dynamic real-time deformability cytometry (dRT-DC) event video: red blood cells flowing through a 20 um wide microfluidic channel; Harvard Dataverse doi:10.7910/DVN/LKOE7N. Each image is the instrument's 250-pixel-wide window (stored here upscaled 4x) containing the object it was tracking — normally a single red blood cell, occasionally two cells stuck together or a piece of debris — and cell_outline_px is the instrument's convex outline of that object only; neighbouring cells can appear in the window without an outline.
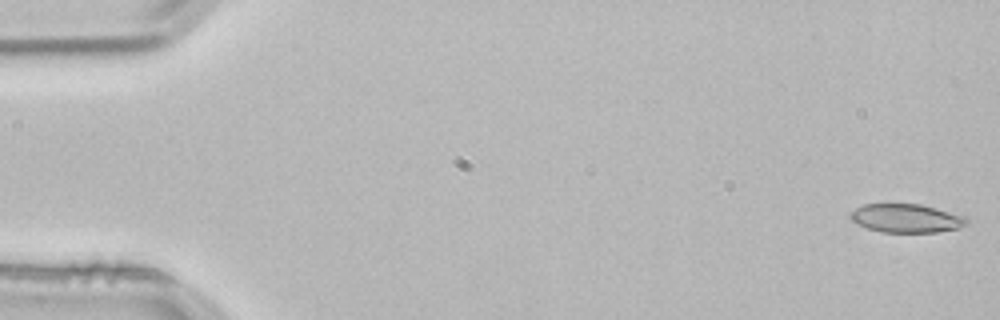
{"species": "common noctule bat (a hibernating species)", "species_latin": "Nyctalus noctula", "temperature_condition": "room temperature", "stored_images_in_passage": 4, "camera_frame_rate_fps": 3000, "um_per_image_px": 0.085, "animal": {"sex": "male", "body_mass_g": 21.5, "forearm_length_mm": 52.0}, "frame": {"image": 1, "passage_image": 1, "time_ms": 0.0, "image_size_px": [1000, 320], "cell_outline_px": [[968, 224], [956, 228], [936, 232], [880, 232], [856, 224], [848, 216], [856, 208], [864, 204], [920, 204], [936, 208], [964, 216], [968, 220]], "centroid_in_image_um": [77.01, 18.55], "position_along_channel_um": 8.0, "area_um2": 19.25}}
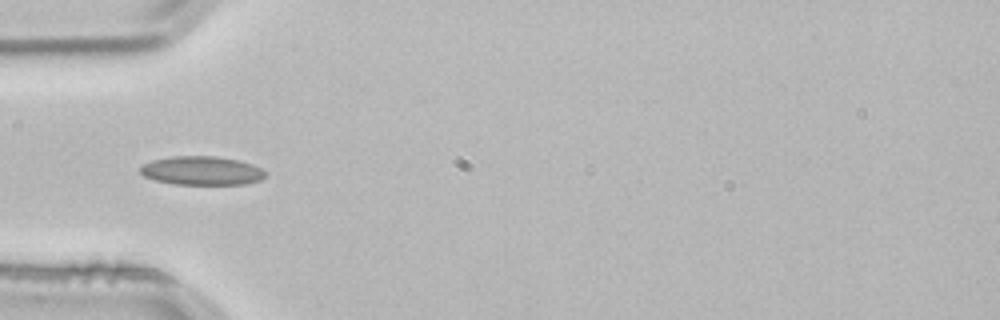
{"frame": {"image": 2, "passage_image": 4, "time_ms": 1.0, "image_size_px": [1000, 320], "cell_outline_px": [[264, 176], [260, 180], [244, 184], [176, 184], [156, 180], [144, 176], [140, 172], [140, 168], [144, 164], [152, 160], [172, 156], [216, 156], [236, 160], [252, 164], [260, 168], [264, 172]], "centroid_in_image_um": [17.12, 14.5], "position_along_channel_um": 67.9, "area_um2": 20.69}}